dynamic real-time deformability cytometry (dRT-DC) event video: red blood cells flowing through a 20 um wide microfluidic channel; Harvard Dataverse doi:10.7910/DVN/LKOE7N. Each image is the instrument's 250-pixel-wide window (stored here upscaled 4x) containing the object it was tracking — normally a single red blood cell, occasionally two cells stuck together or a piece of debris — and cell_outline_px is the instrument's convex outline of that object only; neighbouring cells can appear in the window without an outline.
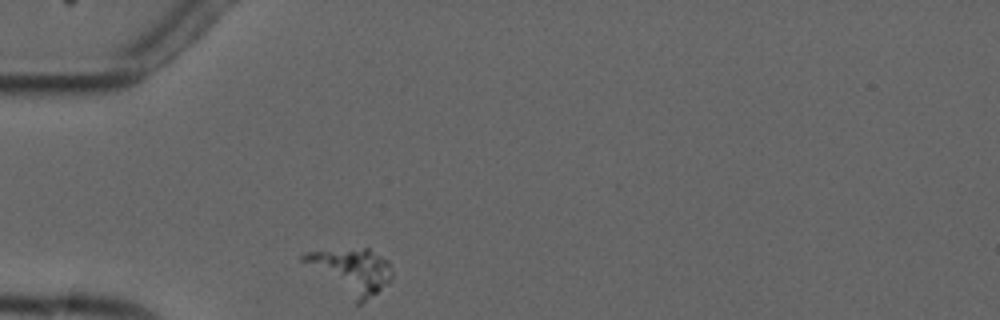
{"species": "common noctule bat (a hibernating species)", "species_latin": "Nyctalus noctula", "temperature_condition": "cold", "stored_images_in_passage": 1, "camera_frame_rate_fps": 3000, "um_per_image_px": 0.085, "animal": {"sex": "male", "forearm_length_mm": 52.5}, "frame": {"image": 1, "passage_image": 1, "time_ms": 0.0, "image_size_px": [1000, 320], "cell_outline_px": [[392, 280], [388, 284], [360, 304], [356, 304], [300, 260], [300, 256], [304, 252], [364, 248], [368, 248], [388, 260], [392, 272]], "centroid_in_image_um": [29.86, 23.04], "position_along_channel_um": 55.1, "area_um2": 23.24}}